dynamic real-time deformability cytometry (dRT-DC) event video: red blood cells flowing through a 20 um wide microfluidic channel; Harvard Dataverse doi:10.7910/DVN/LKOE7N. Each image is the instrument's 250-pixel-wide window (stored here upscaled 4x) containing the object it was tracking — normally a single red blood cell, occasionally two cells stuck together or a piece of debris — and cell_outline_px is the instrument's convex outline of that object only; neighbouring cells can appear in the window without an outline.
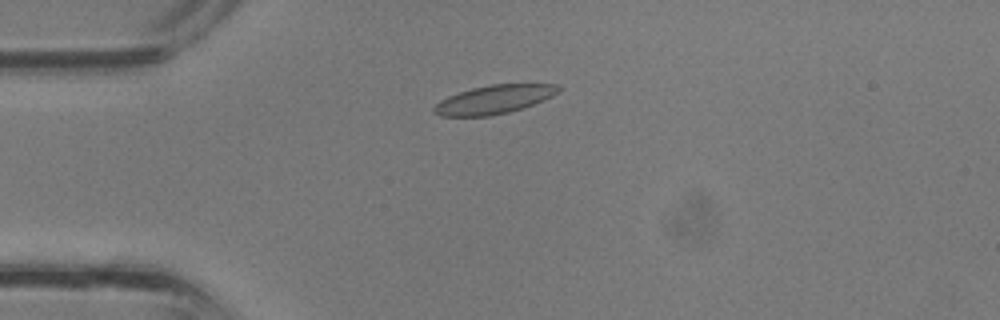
{"species": "common noctule bat (a hibernating species)", "species_latin": "Nyctalus noctula", "temperature_condition": "room temperature", "stored_images_in_passage": 29, "camera_frame_rate_fps": 3000, "um_per_image_px": 0.085, "animal": {"sex": "male", "body_mass_g": 13.3}, "frame": {"image": 1, "passage_image": 4, "time_ms": 1.0, "image_size_px": [1000, 320], "cell_outline_px": [[564, 88], [552, 96], [544, 100], [524, 108], [508, 112], [488, 116], [440, 116], [432, 112], [432, 108], [440, 100], [448, 96], [472, 88], [488, 84], [560, 84]], "centroid_in_image_um": [42.02, 8.45], "position_along_channel_um": 43.0, "area_um2": 20.92}}
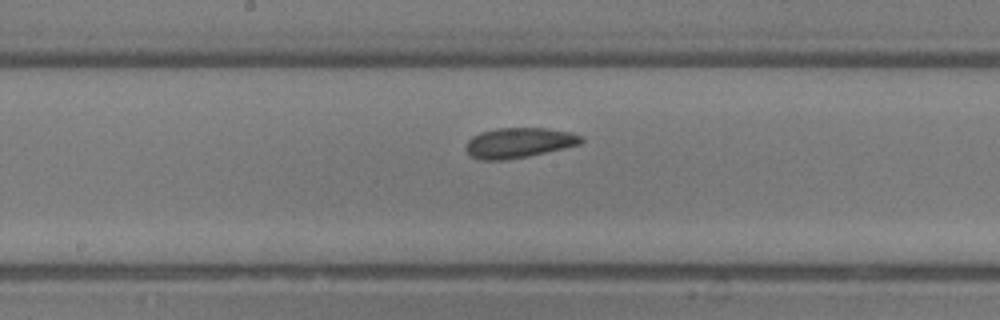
{"frame": {"image": 2, "passage_image": 14, "time_ms": 4.333, "image_size_px": [1000, 320], "cell_outline_px": [[584, 140], [580, 144], [564, 148], [528, 156], [504, 160], [480, 160], [472, 156], [464, 148], [468, 140], [472, 136], [480, 132], [496, 128], [548, 128], [572, 132], [584, 136]], "centroid_in_image_um": [44.12, 12.12], "position_along_channel_um": 204.1, "area_um2": 20.4}}
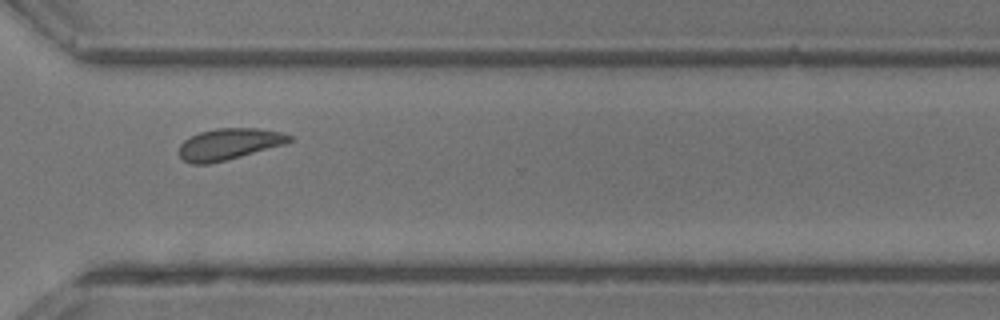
{"frame": {"image": 3, "passage_image": 22, "time_ms": 7.0, "image_size_px": [1000, 320], "cell_outline_px": [[292, 140], [284, 144], [240, 156], [208, 164], [192, 164], [184, 160], [176, 152], [180, 144], [184, 140], [200, 132], [216, 128], [256, 128], [280, 132], [292, 136]], "centroid_in_image_um": [19.41, 12.24], "position_along_channel_um": 351.2, "area_um2": 19.94}}